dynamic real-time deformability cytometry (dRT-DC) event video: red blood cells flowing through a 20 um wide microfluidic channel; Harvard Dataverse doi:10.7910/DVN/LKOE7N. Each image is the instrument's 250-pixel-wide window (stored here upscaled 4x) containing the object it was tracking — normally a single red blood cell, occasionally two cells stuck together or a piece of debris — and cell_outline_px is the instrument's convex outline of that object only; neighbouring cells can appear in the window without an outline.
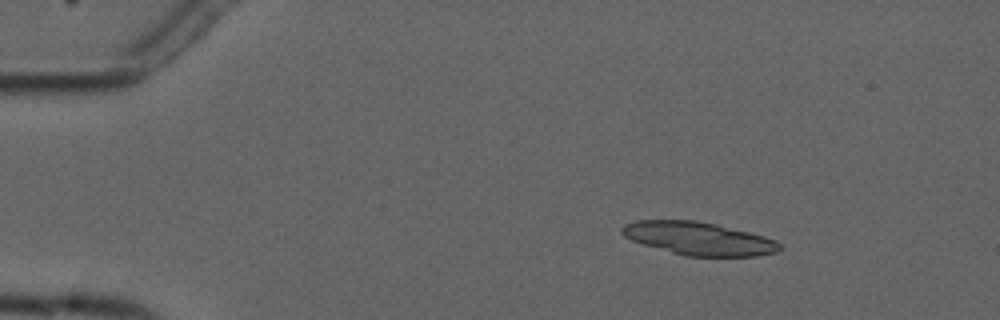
{"species": "common noctule bat (a hibernating species)", "species_latin": "Nyctalus noctula", "temperature_condition": "cold", "stored_images_in_passage": 4, "camera_frame_rate_fps": 3000, "um_per_image_px": 0.085, "animal": {"sex": "male", "forearm_length_mm": 52.5}, "frame": {"image": 1, "passage_image": 2, "time_ms": 1.0, "image_size_px": [1000, 320], "cell_outline_px": [[780, 248], [776, 252], [756, 256], [684, 256], [644, 244], [632, 240], [624, 236], [620, 232], [620, 228], [624, 224], [636, 220], [696, 220], [716, 224], [764, 236], [776, 240], [780, 244]], "centroid_in_image_um": [59.36, 20.27], "position_along_channel_um": 25.6, "area_um2": 30.23}}